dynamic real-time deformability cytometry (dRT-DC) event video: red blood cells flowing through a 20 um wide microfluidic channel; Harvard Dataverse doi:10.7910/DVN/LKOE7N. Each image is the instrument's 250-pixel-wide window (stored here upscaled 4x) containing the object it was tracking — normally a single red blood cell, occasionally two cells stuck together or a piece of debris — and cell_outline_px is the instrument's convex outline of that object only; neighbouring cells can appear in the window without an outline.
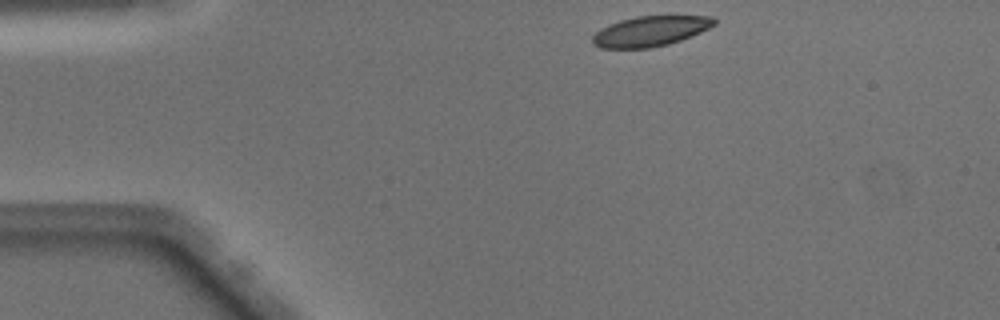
{"species": "Egyptian fruit bat (a non-hibernating species)", "species_latin": "Rousettus aegyptiacus", "temperature_condition": "warm", "stored_images_in_passage": 41, "camera_frame_rate_fps": 3000, "um_per_image_px": 0.085, "animal": {"sex": "male"}, "frame": {"image": 1, "passage_image": 1, "time_ms": 0.0, "image_size_px": [1000, 320], "cell_outline_px": [[716, 24], [700, 32], [680, 40], [668, 44], [648, 48], [600, 48], [592, 44], [592, 36], [600, 28], [620, 20], [636, 16], [712, 16], [716, 20]], "centroid_in_image_um": [55.24, 2.65], "position_along_channel_um": 29.8, "area_um2": 21.33}}
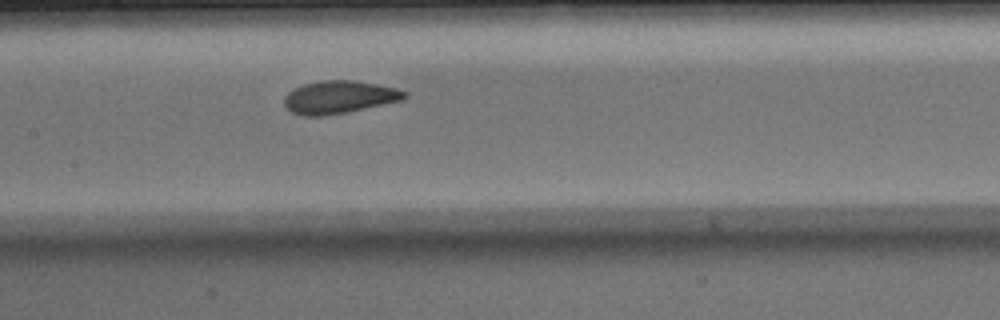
{"frame": {"image": 2, "passage_image": 16, "time_ms": 5.0, "image_size_px": [1000, 320], "cell_outline_px": [[408, 96], [404, 100], [344, 112], [320, 116], [304, 116], [292, 112], [284, 104], [284, 96], [288, 92], [304, 84], [320, 80], [352, 80], [376, 84], [396, 88], [408, 92]], "centroid_in_image_um": [28.85, 8.25], "position_along_channel_um": 178.6, "area_um2": 22.77}}
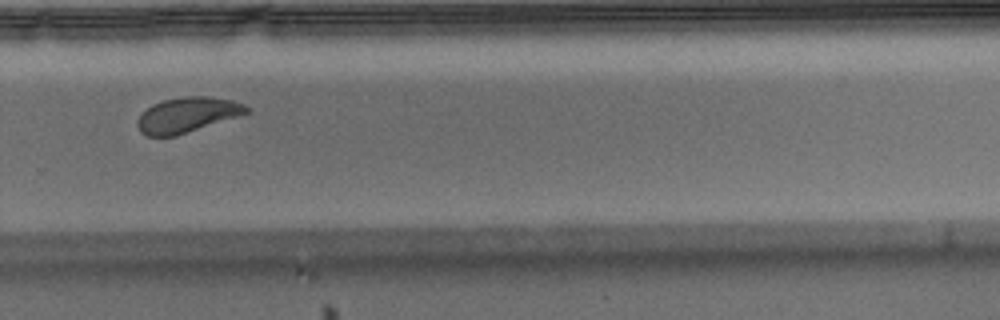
{"frame": {"image": 3, "passage_image": 26, "time_ms": 8.333, "image_size_px": [1000, 320], "cell_outline_px": [[252, 108], [248, 112], [176, 136], [148, 136], [140, 132], [136, 124], [136, 120], [152, 104], [164, 100], [184, 96], [208, 96], [232, 100], [244, 104]], "centroid_in_image_um": [15.89, 9.76], "position_along_channel_um": 313.9, "area_um2": 22.08}, "authors_computed_cell_mechanics": {"area_um2": 22.831, "velocity_mm_per_s": 4.071, "shape_relaxation_time_tau1_ms": 4.5318, "shape_relaxation_time_tau2_ms": 1.1497, "deformation_change_tau1": 0.1426, "deformation_change_tau2": 0.0566}}